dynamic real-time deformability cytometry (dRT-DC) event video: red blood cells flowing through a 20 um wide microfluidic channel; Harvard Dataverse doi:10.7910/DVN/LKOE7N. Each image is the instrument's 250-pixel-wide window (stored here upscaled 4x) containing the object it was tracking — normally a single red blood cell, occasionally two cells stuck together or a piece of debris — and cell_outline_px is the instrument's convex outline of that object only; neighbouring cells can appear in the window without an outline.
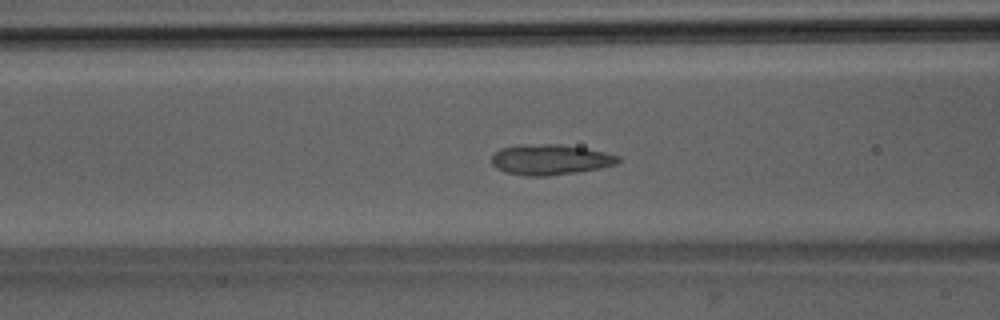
{"species": "Egyptian fruit bat (a non-hibernating species)", "species_latin": "Rousettus aegyptiacus", "temperature_condition": "room temperature", "stored_images_in_passage": 49, "segment_of_instrument_passage": [1, 2], "camera_frame_rate_fps": 3000, "um_per_image_px": 0.085, "animal": {"sex": "male"}, "frame": {"image": 1, "passage_image": 17, "time_ms": 5.333, "image_size_px": [1000, 320], "cell_outline_px": [[620, 160], [616, 164], [600, 168], [580, 172], [548, 176], [524, 176], [504, 172], [496, 168], [492, 164], [492, 156], [500, 148], [520, 144], [560, 144], [584, 148], [604, 152], [620, 156]], "centroid_in_image_um": [46.75, 13.57], "position_along_channel_um": 119.8, "area_um2": 22.66}}
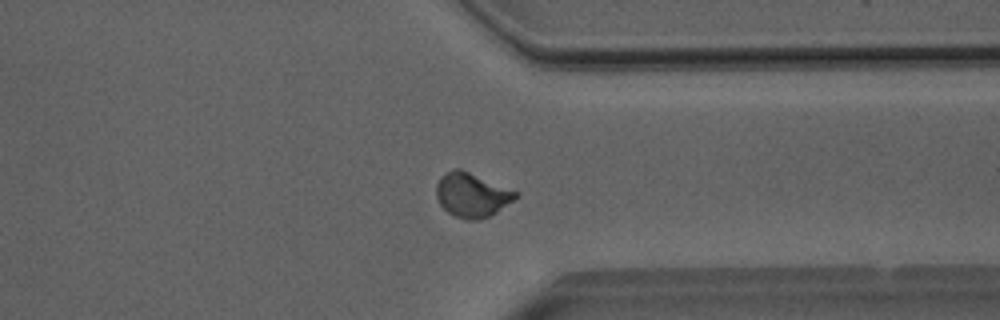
{"frame": {"image": 2, "passage_image": 36, "time_ms": 11.667, "image_size_px": [1000, 320], "cell_outline_px": [[520, 196], [496, 212], [488, 216], [476, 220], [468, 220], [456, 216], [448, 212], [440, 204], [436, 196], [436, 184], [440, 176], [452, 168], [460, 168], [520, 192]], "centroid_in_image_um": [40.12, 16.54], "position_along_channel_um": 371.3, "area_um2": 20.58}}
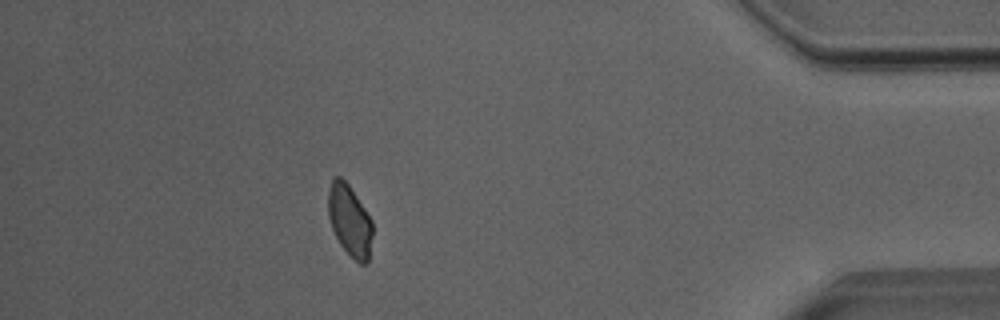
{"frame": {"image": 3, "passage_image": 42, "time_ms": 13.667, "image_size_px": [1000, 320], "cell_outline_px": [[372, 236], [368, 264], [360, 264], [340, 244], [332, 228], [328, 216], [328, 192], [332, 176], [340, 176], [348, 184], [372, 220]], "centroid_in_image_um": [29.71, 18.72], "position_along_channel_um": 405.5, "area_um2": 18.32}}